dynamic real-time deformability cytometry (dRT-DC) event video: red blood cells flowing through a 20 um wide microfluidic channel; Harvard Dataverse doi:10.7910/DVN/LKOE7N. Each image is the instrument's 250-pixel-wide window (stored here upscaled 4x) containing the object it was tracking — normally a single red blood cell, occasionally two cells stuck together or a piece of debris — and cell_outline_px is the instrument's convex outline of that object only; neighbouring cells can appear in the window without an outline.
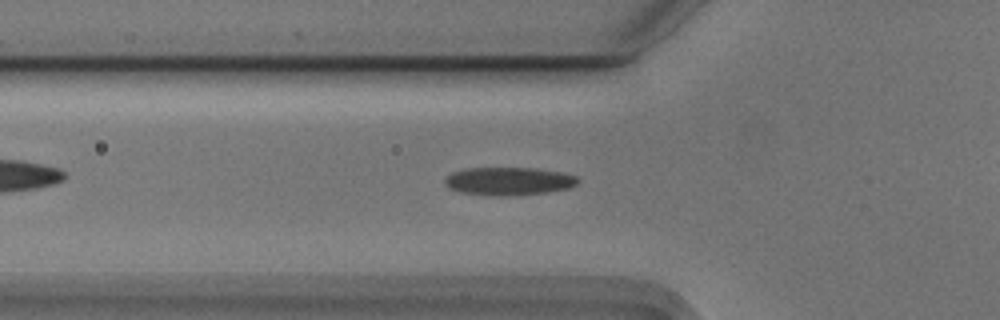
{"species": "Egyptian fruit bat (a non-hibernating species)", "species_latin": "Rousettus aegyptiacus", "temperature_condition": "cold", "stored_images_in_passage": 40, "camera_frame_rate_fps": 3000, "um_per_image_px": 0.085, "animal": {"sex": "male"}, "frame": {"image": 1, "passage_image": 11, "time_ms": 3.333, "image_size_px": [1000, 320], "cell_outline_px": [[580, 180], [576, 184], [568, 188], [548, 192], [512, 196], [492, 196], [460, 192], [448, 188], [444, 184], [444, 176], [452, 172], [464, 168], [532, 168], [560, 172], [576, 176]], "centroid_in_image_um": [43.18, 15.4], "position_along_channel_um": 82.6, "area_um2": 21.96}}
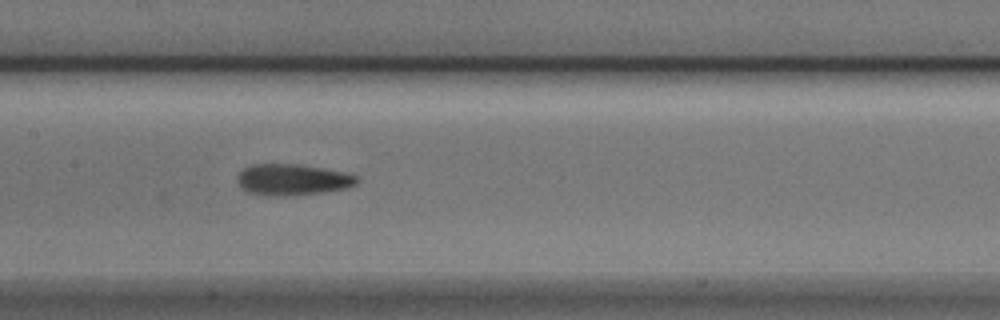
{"frame": {"image": 2, "passage_image": 19, "time_ms": 6.0, "image_size_px": [1000, 320], "cell_outline_px": [[360, 180], [356, 184], [344, 188], [324, 192], [296, 196], [268, 196], [244, 192], [236, 180], [236, 176], [244, 168], [252, 164], [300, 164], [344, 172], [356, 176]], "centroid_in_image_um": [24.81, 15.28], "position_along_channel_um": 182.6, "area_um2": 22.08}}
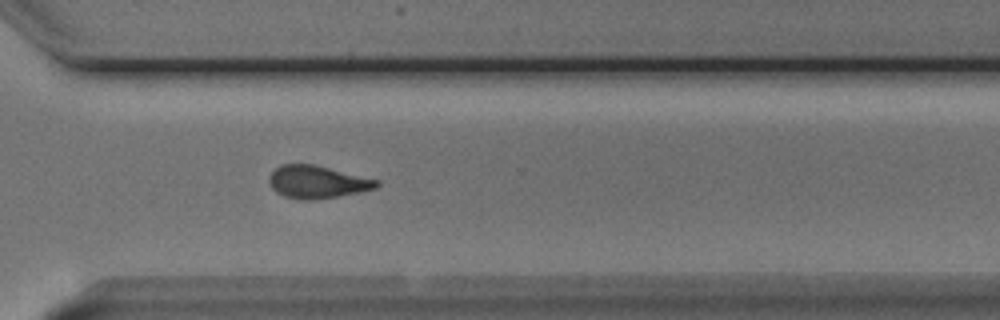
{"frame": {"image": 3, "passage_image": 32, "time_ms": 10.333, "image_size_px": [1000, 320], "cell_outline_px": [[380, 184], [376, 188], [360, 192], [340, 196], [312, 200], [300, 200], [284, 196], [276, 192], [272, 188], [268, 180], [268, 176], [280, 164], [312, 164], [380, 180]], "centroid_in_image_um": [26.96, 15.47], "position_along_channel_um": 343.6, "area_um2": 20.52}}